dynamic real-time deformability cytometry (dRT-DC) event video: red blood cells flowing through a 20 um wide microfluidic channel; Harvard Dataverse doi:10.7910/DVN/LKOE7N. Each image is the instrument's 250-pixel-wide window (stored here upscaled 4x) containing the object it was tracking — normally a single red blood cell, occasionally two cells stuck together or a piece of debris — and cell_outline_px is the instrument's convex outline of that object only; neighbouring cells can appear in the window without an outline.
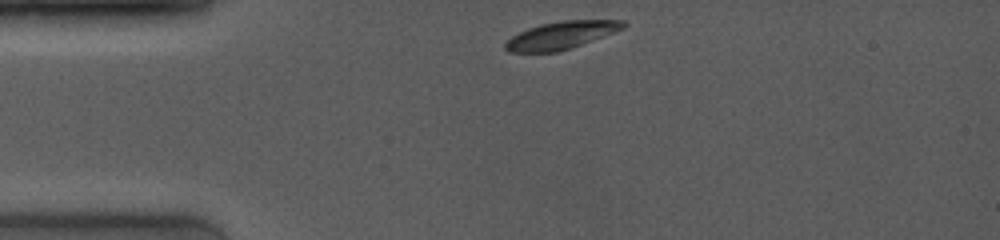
{"species": "common noctule bat (a hibernating species)", "species_latin": "Nyctalus noctula", "temperature_condition": "room temperature", "stored_images_in_passage": 49, "camera_frame_rate_fps": 4000, "um_per_image_px": 0.085, "animal": {"sex": "female", "body_mass_g": 19.0, "forearm_length_mm": 53.3}, "frame": {"image": 1, "passage_image": 1, "time_ms": 0.0, "image_size_px": [1000, 240], "cell_outline_px": [[628, 24], [624, 28], [572, 48], [556, 52], [508, 52], [504, 48], [504, 44], [512, 36], [528, 28], [540, 24], [560, 20], [624, 20]], "centroid_in_image_um": [47.7, 2.99], "position_along_channel_um": 37.3, "area_um2": 18.96}}
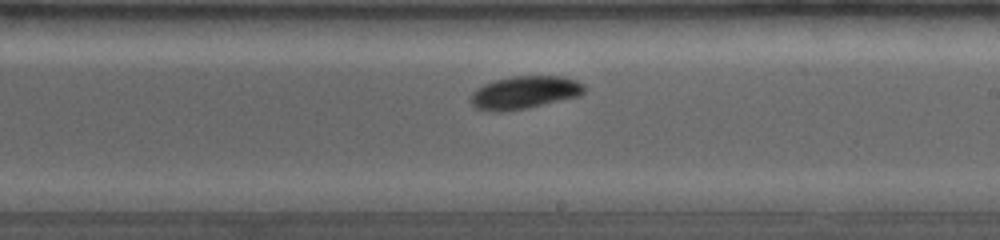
{"frame": {"image": 2, "passage_image": 34, "time_ms": 6.0, "image_size_px": [1000, 240], "cell_outline_px": [[588, 88], [580, 96], [528, 108], [504, 112], [492, 112], [476, 108], [468, 100], [472, 92], [476, 88], [484, 84], [496, 80], [512, 76], [564, 76], [576, 80], [584, 84]], "centroid_in_image_um": [44.59, 7.87], "position_along_channel_um": 244.4, "area_um2": 22.14}}
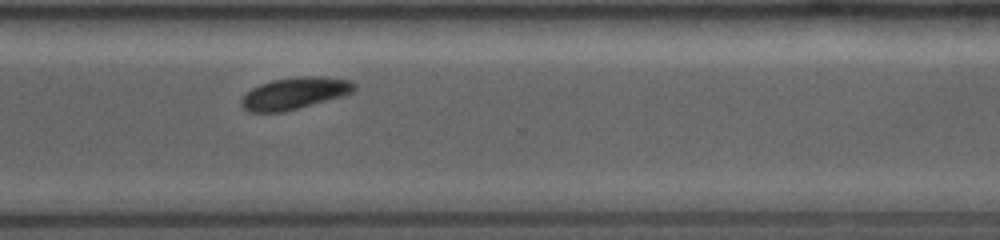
{"frame": {"image": 3, "passage_image": 48, "time_ms": 8.5, "image_size_px": [1000, 240], "cell_outline_px": [[356, 88], [352, 92], [340, 96], [284, 112], [248, 112], [240, 104], [240, 100], [252, 88], [260, 84], [272, 80], [300, 76], [320, 76], [352, 80], [356, 84]], "centroid_in_image_um": [25.03, 7.92], "position_along_channel_um": 345.6, "area_um2": 20.81}}